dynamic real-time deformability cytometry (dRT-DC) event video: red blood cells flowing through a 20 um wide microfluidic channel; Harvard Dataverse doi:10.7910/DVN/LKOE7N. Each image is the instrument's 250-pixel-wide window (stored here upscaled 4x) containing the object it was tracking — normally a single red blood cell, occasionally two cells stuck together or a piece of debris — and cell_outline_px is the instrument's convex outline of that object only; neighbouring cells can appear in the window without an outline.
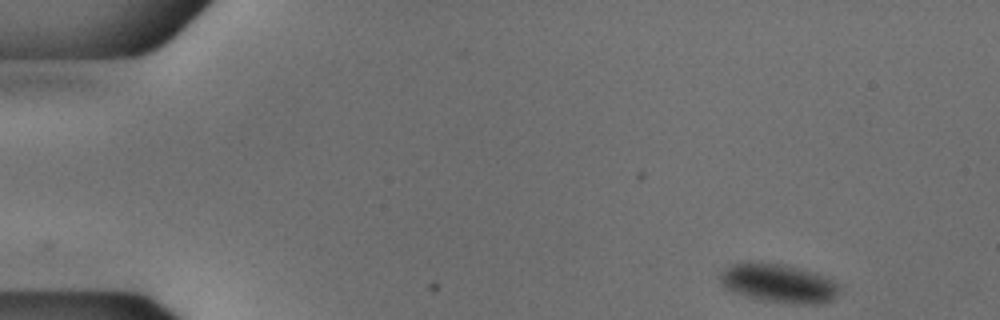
{"species": "common noctule bat (a hibernating species)", "species_latin": "Nyctalus noctula", "temperature_condition": "cold", "stored_images_in_passage": 50, "camera_frame_rate_fps": 3000, "um_per_image_px": 0.085, "animal": {"sex": "male", "body_mass_g": 18.8}, "frame": {"image": 1, "passage_image": 1, "time_ms": 0.0, "image_size_px": [1000, 320], "cell_outline_px": [[844, 288], [832, 300], [824, 304], [792, 304], [764, 300], [744, 296], [732, 292], [724, 288], [720, 284], [720, 276], [732, 264], [748, 260], [760, 260], [784, 264], [816, 272], [836, 280]], "centroid_in_image_um": [66.25, 24.06], "position_along_channel_um": 18.8, "area_um2": 27.98}}
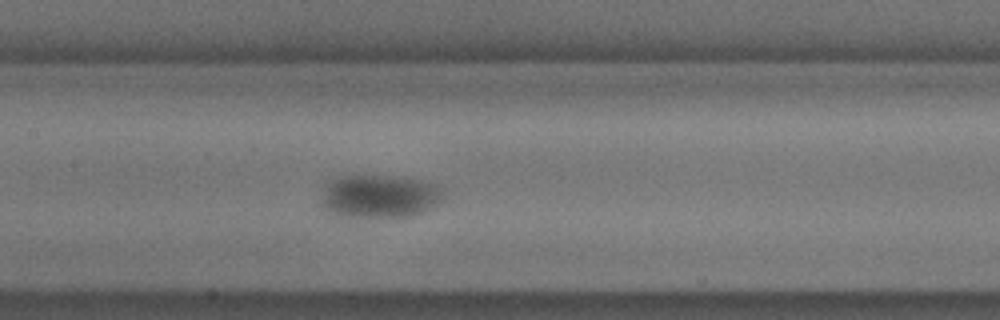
{"frame": {"image": 2, "passage_image": 22, "time_ms": 7.0, "image_size_px": [1000, 320], "cell_outline_px": [[444, 196], [436, 204], [412, 216], [336, 216], [328, 212], [320, 204], [324, 184], [328, 180], [340, 176], [388, 176], [420, 180], [436, 184], [444, 188]], "centroid_in_image_um": [32.2, 16.67], "position_along_channel_um": 175.2, "area_um2": 30.69}}
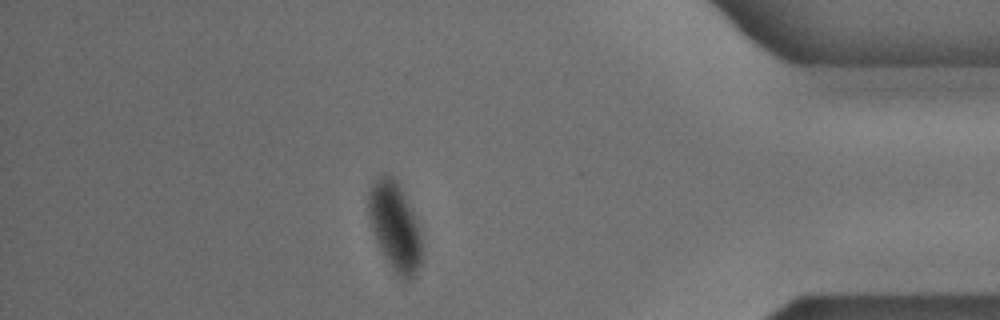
{"frame": {"image": 3, "passage_image": 43, "time_ms": 14.0, "image_size_px": [1000, 320], "cell_outline_px": [[420, 264], [412, 280], [404, 280], [388, 264], [380, 248], [372, 228], [368, 216], [368, 192], [372, 184], [384, 172], [392, 176], [400, 184], [420, 228]], "centroid_in_image_um": [33.55, 19.21], "position_along_channel_um": 401.6, "area_um2": 27.22}}